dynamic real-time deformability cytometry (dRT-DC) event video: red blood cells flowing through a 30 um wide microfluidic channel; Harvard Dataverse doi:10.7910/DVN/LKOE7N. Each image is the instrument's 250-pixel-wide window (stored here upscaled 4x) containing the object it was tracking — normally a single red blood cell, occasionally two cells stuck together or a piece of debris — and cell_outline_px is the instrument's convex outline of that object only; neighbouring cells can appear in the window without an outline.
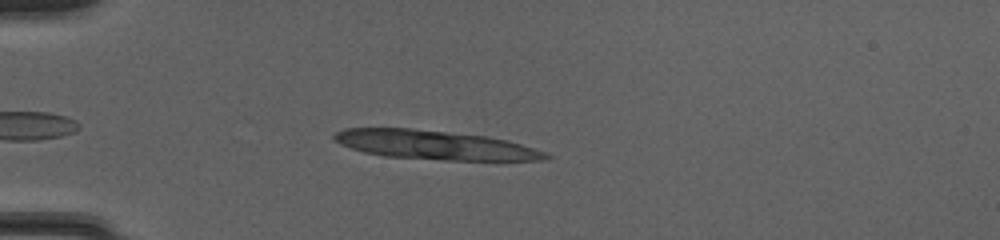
{"species": "common noctule bat (a hibernating species)", "species_latin": "Nyctalus noctula", "temperature_condition": "cold", "stored_images_in_passage": 41, "segment_of_instrument_passage": [1, 2], "camera_frame_rate_fps": 3000, "um_per_image_px": 0.085, "animal": {"sex": "female", "body_mass_g": 20.0, "forearm_length_mm": 54.0}, "frame": {"image": 1, "passage_image": 5, "time_ms": 1.333, "image_size_px": [1000, 240], "cell_outline_px": [[552, 156], [548, 160], [444, 160], [384, 156], [364, 152], [340, 144], [332, 140], [332, 136], [336, 132], [344, 128], [412, 128], [488, 136], [508, 140], [544, 152]], "centroid_in_image_um": [36.93, 12.32], "position_along_channel_um": 48.1, "area_um2": 35.84}}